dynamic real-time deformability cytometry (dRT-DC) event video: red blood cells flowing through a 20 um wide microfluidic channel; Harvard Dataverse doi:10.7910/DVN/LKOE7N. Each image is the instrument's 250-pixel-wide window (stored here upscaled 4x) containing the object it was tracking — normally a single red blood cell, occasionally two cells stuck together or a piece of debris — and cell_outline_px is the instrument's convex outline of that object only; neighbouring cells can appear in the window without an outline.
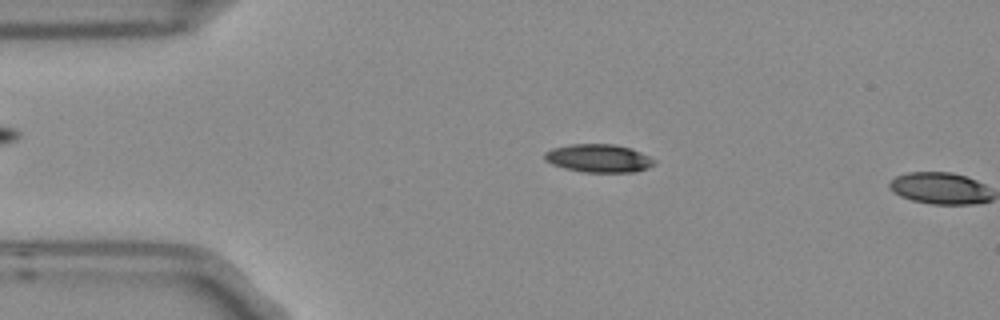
{"species": "Egyptian fruit bat (a non-hibernating species)", "species_latin": "Rousettus aegyptiacus", "temperature_condition": "room temperature", "stored_images_in_passage": 3, "camera_frame_rate_fps": 3000, "um_per_image_px": 0.085, "frame": {"image": 1, "passage_image": 2, "time_ms": 0.333, "image_size_px": [1000, 320], "cell_outline_px": [[656, 164], [648, 168], [636, 172], [584, 172], [564, 168], [552, 164], [544, 160], [544, 152], [552, 148], [572, 144], [612, 144], [632, 148], [656, 160]], "centroid_in_image_um": [50.89, 13.45], "position_along_channel_um": 34.1, "area_um2": 18.09}}